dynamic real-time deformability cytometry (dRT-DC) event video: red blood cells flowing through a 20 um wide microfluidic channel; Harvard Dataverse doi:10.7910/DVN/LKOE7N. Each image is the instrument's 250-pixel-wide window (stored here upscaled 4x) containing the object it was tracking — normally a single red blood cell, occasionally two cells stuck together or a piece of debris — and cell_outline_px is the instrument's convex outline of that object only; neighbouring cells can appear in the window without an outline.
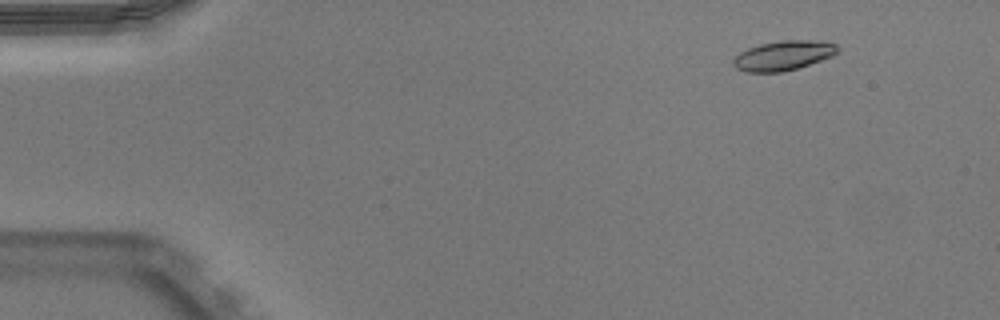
{"species": "Egyptian fruit bat (a non-hibernating species)", "species_latin": "Rousettus aegyptiacus", "temperature_condition": "warm", "stored_images_in_passage": 52, "camera_frame_rate_fps": 3000, "um_per_image_px": 0.085, "animal": {"sex": "male"}, "frame": {"image": 1, "passage_image": 6, "time_ms": 1.667, "image_size_px": [1000, 320], "cell_outline_px": [[840, 52], [832, 56], [796, 68], [780, 72], [744, 72], [736, 68], [732, 64], [732, 60], [740, 52], [748, 48], [760, 44], [780, 40], [812, 40], [836, 44], [840, 48]], "centroid_in_image_um": [66.57, 4.71], "position_along_channel_um": 18.4, "area_um2": 17.98}}
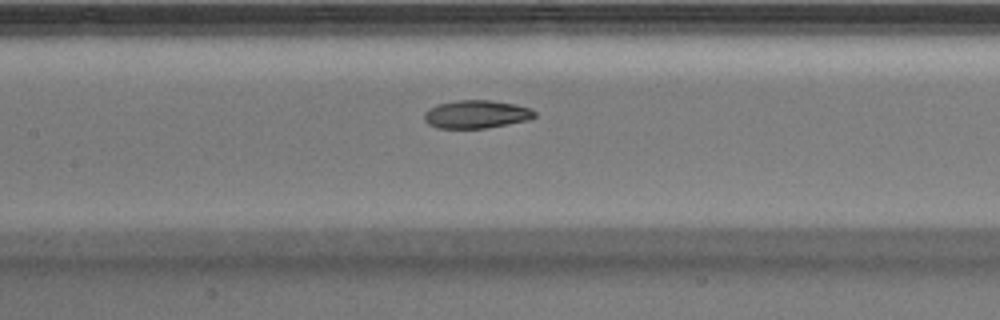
{"frame": {"image": 2, "passage_image": 25, "time_ms": 8.0, "image_size_px": [1000, 320], "cell_outline_px": [[536, 116], [528, 120], [488, 128], [436, 128], [428, 124], [424, 120], [424, 112], [428, 108], [440, 104], [456, 100], [488, 100], [516, 104], [528, 108], [536, 112]], "centroid_in_image_um": [40.47, 9.72], "position_along_channel_um": 166.9, "area_um2": 18.09}}
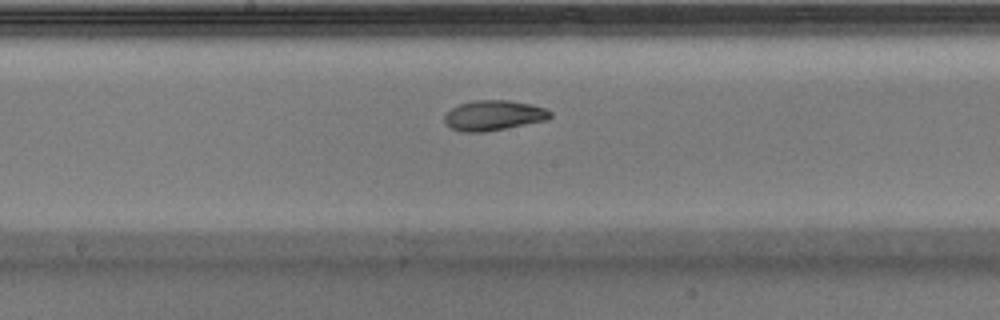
{"frame": {"image": 3, "passage_image": 28, "time_ms": 9.0, "image_size_px": [1000, 320], "cell_outline_px": [[552, 116], [548, 120], [484, 132], [460, 132], [444, 124], [444, 116], [452, 108], [460, 104], [476, 100], [508, 100], [528, 104], [544, 108], [552, 112]], "centroid_in_image_um": [41.95, 9.82], "position_along_channel_um": 206.3, "area_um2": 18.5}, "authors_computed_cell_mechanics": {"area_um2": 18.6405, "velocity_mm_per_s": 3.9442, "shape_relaxation_time_tau1_ms": 3.2714, "shape_relaxation_time_tau2_ms": 2.5185, "deformation_change_tau1": 0.1615, "deformation_change_tau2": 0.0387}}